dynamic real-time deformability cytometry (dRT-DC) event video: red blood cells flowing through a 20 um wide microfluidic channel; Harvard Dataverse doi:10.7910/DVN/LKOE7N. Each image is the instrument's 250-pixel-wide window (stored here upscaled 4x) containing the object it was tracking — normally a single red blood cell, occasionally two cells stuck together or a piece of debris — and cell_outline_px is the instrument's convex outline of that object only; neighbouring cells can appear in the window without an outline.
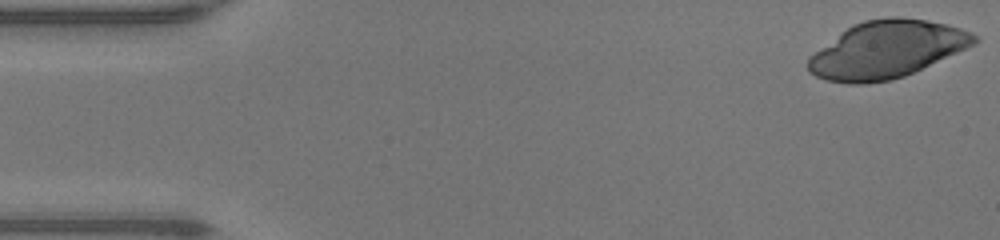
{"species": "human", "species_latin": "Homo sapiens", "temperature_condition": "warm", "stored_images_in_passage": 28, "camera_frame_rate_fps": 3000, "um_per_image_px": 0.085, "donor": {"sex": "male"}, "frame": {"image": 1, "passage_image": 1, "time_ms": 0.0, "image_size_px": [1000, 240], "cell_outline_px": [[980, 40], [956, 52], [904, 76], [892, 80], [864, 84], [848, 84], [828, 80], [816, 76], [808, 72], [808, 56], [840, 32], [852, 24], [864, 20], [888, 16], [896, 16], [928, 20], [948, 24], [972, 32]], "centroid_in_image_um": [75.32, 4.2], "position_along_channel_um": 9.7, "area_um2": 55.14}}
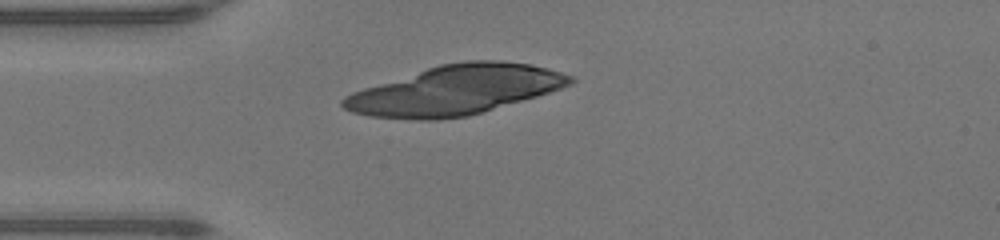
{"frame": {"image": 2, "passage_image": 12, "time_ms": 3.667, "image_size_px": [1000, 240], "cell_outline_px": [[576, 80], [572, 84], [536, 96], [468, 116], [436, 120], [416, 120], [368, 116], [352, 112], [344, 108], [340, 104], [340, 100], [344, 96], [352, 92], [364, 88], [440, 64], [468, 60], [500, 60], [528, 64], [560, 72], [572, 76]], "centroid_in_image_um": [38.65, 7.67], "position_along_channel_um": 46.3, "area_um2": 64.85}}